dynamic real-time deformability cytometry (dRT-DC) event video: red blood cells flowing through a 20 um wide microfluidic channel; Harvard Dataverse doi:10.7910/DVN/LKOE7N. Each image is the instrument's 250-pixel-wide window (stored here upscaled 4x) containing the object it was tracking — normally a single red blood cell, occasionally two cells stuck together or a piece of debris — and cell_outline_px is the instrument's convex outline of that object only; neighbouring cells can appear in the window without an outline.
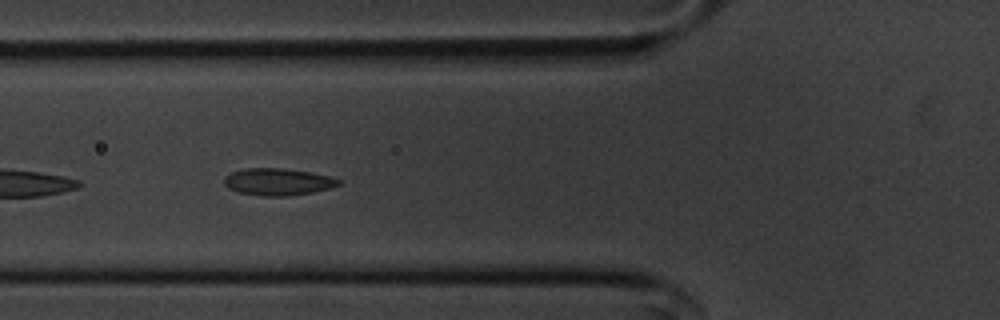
{"species": "common noctule bat (a hibernating species)", "species_latin": "Nyctalus noctula", "temperature_condition": "cold", "stored_images_in_passage": 30, "camera_frame_rate_fps": 3000, "um_per_image_px": 0.085, "animal": {"sex": "male", "body_mass_g": 20.1, "forearm_length_mm": 53.5}, "frame": {"image": 1, "passage_image": 5, "time_ms": 1.333, "image_size_px": [1000, 320], "cell_outline_px": [[340, 184], [332, 188], [312, 192], [288, 196], [260, 196], [240, 192], [228, 188], [224, 184], [224, 176], [232, 172], [244, 168], [280, 168], [308, 172], [328, 176], [340, 180]], "centroid_in_image_um": [23.59, 15.46], "position_along_channel_um": 102.2, "area_um2": 17.92}}
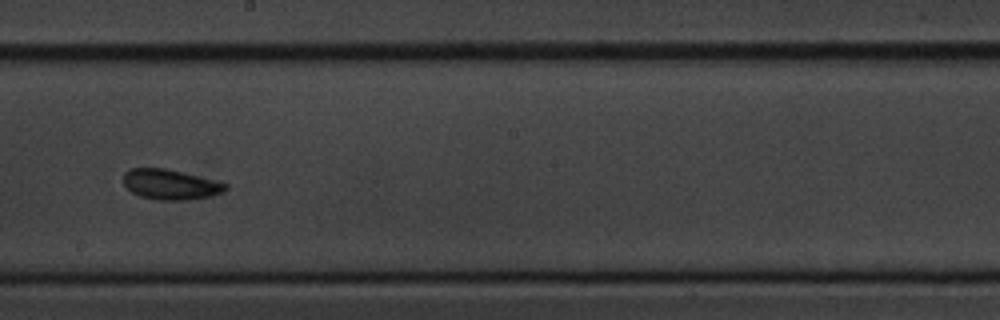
{"frame": {"image": 2, "passage_image": 16, "time_ms": 5.0, "image_size_px": [1000, 320], "cell_outline_px": [[228, 188], [224, 192], [208, 196], [184, 200], [156, 200], [140, 196], [132, 192], [124, 184], [124, 172], [132, 168], [164, 168], [228, 184]], "centroid_in_image_um": [14.46, 15.68], "position_along_channel_um": 233.7, "area_um2": 17.63}}
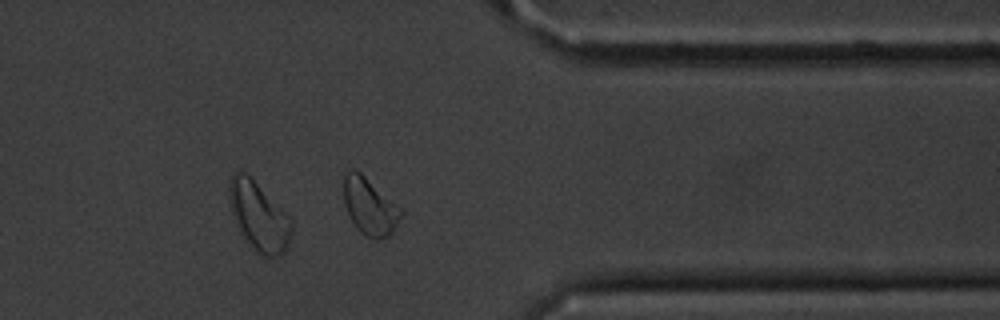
{"frame": {"image": 3, "passage_image": 29, "time_ms": 9.333, "image_size_px": [1000, 320], "cell_outline_px": [[292, 228], [284, 252], [280, 256], [260, 256], [248, 244], [240, 232], [236, 224], [228, 200], [228, 184], [232, 176], [236, 172], [244, 172], [292, 220]], "centroid_in_image_um": [21.96, 18.43], "position_along_channel_um": 389.4, "area_um2": 24.33}, "authors_computed_cell_mechanics": {"area_um2": 17.6001, "velocity_mm_per_s": 3.5816, "shape_relaxation_time_tau1_ms": 4.3398, "shape_relaxation_time_tau2_ms": 2.5625, "deformation_change_tau1": 0.0733, "deformation_change_tau2": 0.0688}}